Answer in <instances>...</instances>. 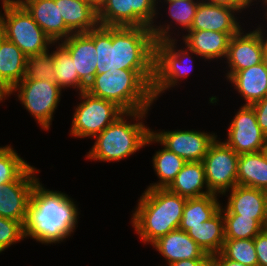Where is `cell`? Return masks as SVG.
I'll list each match as a JSON object with an SVG mask.
<instances>
[{"mask_svg":"<svg viewBox=\"0 0 267 266\" xmlns=\"http://www.w3.org/2000/svg\"><path fill=\"white\" fill-rule=\"evenodd\" d=\"M86 33L96 49V74L115 69L138 70L153 83L156 41L149 27L99 25Z\"/></svg>","mask_w":267,"mask_h":266,"instance_id":"1","label":"cell"},{"mask_svg":"<svg viewBox=\"0 0 267 266\" xmlns=\"http://www.w3.org/2000/svg\"><path fill=\"white\" fill-rule=\"evenodd\" d=\"M78 215V207L68 195L45 189L38 180L28 204L24 237L47 245L61 243L76 229Z\"/></svg>","mask_w":267,"mask_h":266,"instance_id":"2","label":"cell"},{"mask_svg":"<svg viewBox=\"0 0 267 266\" xmlns=\"http://www.w3.org/2000/svg\"><path fill=\"white\" fill-rule=\"evenodd\" d=\"M187 198L167 188H147L133 212L131 223L144 244L179 228Z\"/></svg>","mask_w":267,"mask_h":266,"instance_id":"3","label":"cell"},{"mask_svg":"<svg viewBox=\"0 0 267 266\" xmlns=\"http://www.w3.org/2000/svg\"><path fill=\"white\" fill-rule=\"evenodd\" d=\"M86 92L114 102L124 112L150 110L155 101L152 84L138 70L115 69L96 74Z\"/></svg>","mask_w":267,"mask_h":266,"instance_id":"4","label":"cell"},{"mask_svg":"<svg viewBox=\"0 0 267 266\" xmlns=\"http://www.w3.org/2000/svg\"><path fill=\"white\" fill-rule=\"evenodd\" d=\"M148 111L124 112L120 115L112 124L94 137L96 140L86 158L93 161L119 162V160L136 153L143 146L145 147L151 129L142 121ZM128 117L137 123L131 124L130 121H126Z\"/></svg>","mask_w":267,"mask_h":266,"instance_id":"5","label":"cell"},{"mask_svg":"<svg viewBox=\"0 0 267 266\" xmlns=\"http://www.w3.org/2000/svg\"><path fill=\"white\" fill-rule=\"evenodd\" d=\"M156 4V0H107L98 11L99 25L149 27L155 41L171 39L172 25L154 24L158 15Z\"/></svg>","mask_w":267,"mask_h":266,"instance_id":"6","label":"cell"},{"mask_svg":"<svg viewBox=\"0 0 267 266\" xmlns=\"http://www.w3.org/2000/svg\"><path fill=\"white\" fill-rule=\"evenodd\" d=\"M176 38L155 42L154 79L152 94L154 100L166 90L179 84L178 81L186 78L193 69V58L190 50L176 49ZM186 60V61H185ZM188 61V62H187ZM187 62V63H186ZM191 63V64H190ZM191 65V67L188 65Z\"/></svg>","mask_w":267,"mask_h":266,"instance_id":"7","label":"cell"},{"mask_svg":"<svg viewBox=\"0 0 267 266\" xmlns=\"http://www.w3.org/2000/svg\"><path fill=\"white\" fill-rule=\"evenodd\" d=\"M17 91L18 100L36 119L42 130H48L52 124L53 113H55L60 102L62 89L55 81L23 78L0 102Z\"/></svg>","mask_w":267,"mask_h":266,"instance_id":"8","label":"cell"},{"mask_svg":"<svg viewBox=\"0 0 267 266\" xmlns=\"http://www.w3.org/2000/svg\"><path fill=\"white\" fill-rule=\"evenodd\" d=\"M0 11L5 38L15 45L28 57L48 51L50 46L57 45L45 34L23 7H11Z\"/></svg>","mask_w":267,"mask_h":266,"instance_id":"9","label":"cell"},{"mask_svg":"<svg viewBox=\"0 0 267 266\" xmlns=\"http://www.w3.org/2000/svg\"><path fill=\"white\" fill-rule=\"evenodd\" d=\"M81 102L74 108L70 135L75 138H91L112 124L124 111L114 102L97 98L83 91Z\"/></svg>","mask_w":267,"mask_h":266,"instance_id":"10","label":"cell"},{"mask_svg":"<svg viewBox=\"0 0 267 266\" xmlns=\"http://www.w3.org/2000/svg\"><path fill=\"white\" fill-rule=\"evenodd\" d=\"M239 155L224 142L215 139L202 160L208 189L216 195H225L237 185Z\"/></svg>","mask_w":267,"mask_h":266,"instance_id":"11","label":"cell"},{"mask_svg":"<svg viewBox=\"0 0 267 266\" xmlns=\"http://www.w3.org/2000/svg\"><path fill=\"white\" fill-rule=\"evenodd\" d=\"M215 133H205L204 131L174 130L159 131L151 130L145 145L150 143H160L169 151L174 152L186 162L202 161L207 154L209 146L215 141Z\"/></svg>","mask_w":267,"mask_h":266,"instance_id":"12","label":"cell"},{"mask_svg":"<svg viewBox=\"0 0 267 266\" xmlns=\"http://www.w3.org/2000/svg\"><path fill=\"white\" fill-rule=\"evenodd\" d=\"M228 129V139L223 141L238 155L259 152L267 143L251 105H243L237 111Z\"/></svg>","mask_w":267,"mask_h":266,"instance_id":"13","label":"cell"},{"mask_svg":"<svg viewBox=\"0 0 267 266\" xmlns=\"http://www.w3.org/2000/svg\"><path fill=\"white\" fill-rule=\"evenodd\" d=\"M35 167L29 166L15 181L0 185V217L26 221L28 204L35 183L39 180Z\"/></svg>","mask_w":267,"mask_h":266,"instance_id":"14","label":"cell"},{"mask_svg":"<svg viewBox=\"0 0 267 266\" xmlns=\"http://www.w3.org/2000/svg\"><path fill=\"white\" fill-rule=\"evenodd\" d=\"M1 1L3 10L6 8L23 6L53 43H59L73 34L65 25L64 19L60 14L59 0Z\"/></svg>","mask_w":267,"mask_h":266,"instance_id":"15","label":"cell"},{"mask_svg":"<svg viewBox=\"0 0 267 266\" xmlns=\"http://www.w3.org/2000/svg\"><path fill=\"white\" fill-rule=\"evenodd\" d=\"M262 30L259 26L248 33L241 29L231 37L226 56L230 70L227 71L226 79L235 72L263 62L265 35Z\"/></svg>","mask_w":267,"mask_h":266,"instance_id":"16","label":"cell"},{"mask_svg":"<svg viewBox=\"0 0 267 266\" xmlns=\"http://www.w3.org/2000/svg\"><path fill=\"white\" fill-rule=\"evenodd\" d=\"M229 193L227 206L220 207L223 215L256 219L267 228V191L236 185Z\"/></svg>","mask_w":267,"mask_h":266,"instance_id":"17","label":"cell"},{"mask_svg":"<svg viewBox=\"0 0 267 266\" xmlns=\"http://www.w3.org/2000/svg\"><path fill=\"white\" fill-rule=\"evenodd\" d=\"M238 13L236 9L219 6L201 0L188 31H217V32H239L242 28L237 22Z\"/></svg>","mask_w":267,"mask_h":266,"instance_id":"18","label":"cell"},{"mask_svg":"<svg viewBox=\"0 0 267 266\" xmlns=\"http://www.w3.org/2000/svg\"><path fill=\"white\" fill-rule=\"evenodd\" d=\"M71 55L79 79L87 86L96 75L97 54L92 38L86 33H73L60 43Z\"/></svg>","mask_w":267,"mask_h":266,"instance_id":"19","label":"cell"},{"mask_svg":"<svg viewBox=\"0 0 267 266\" xmlns=\"http://www.w3.org/2000/svg\"><path fill=\"white\" fill-rule=\"evenodd\" d=\"M187 32V35H182L185 47L190 50L191 55L200 56L205 61L226 58L230 39L238 33L209 30Z\"/></svg>","mask_w":267,"mask_h":266,"instance_id":"20","label":"cell"},{"mask_svg":"<svg viewBox=\"0 0 267 266\" xmlns=\"http://www.w3.org/2000/svg\"><path fill=\"white\" fill-rule=\"evenodd\" d=\"M151 245L165 258L167 265L180 260L201 259L206 255L188 233L180 229L158 238Z\"/></svg>","mask_w":267,"mask_h":266,"instance_id":"21","label":"cell"},{"mask_svg":"<svg viewBox=\"0 0 267 266\" xmlns=\"http://www.w3.org/2000/svg\"><path fill=\"white\" fill-rule=\"evenodd\" d=\"M27 56L21 49L5 39L0 46V100L16 85L25 75Z\"/></svg>","mask_w":267,"mask_h":266,"instance_id":"22","label":"cell"},{"mask_svg":"<svg viewBox=\"0 0 267 266\" xmlns=\"http://www.w3.org/2000/svg\"><path fill=\"white\" fill-rule=\"evenodd\" d=\"M234 89L251 105L267 96V68L264 62L233 73L229 78Z\"/></svg>","mask_w":267,"mask_h":266,"instance_id":"23","label":"cell"},{"mask_svg":"<svg viewBox=\"0 0 267 266\" xmlns=\"http://www.w3.org/2000/svg\"><path fill=\"white\" fill-rule=\"evenodd\" d=\"M167 189L187 199L212 194L207 186L202 161L186 162Z\"/></svg>","mask_w":267,"mask_h":266,"instance_id":"24","label":"cell"},{"mask_svg":"<svg viewBox=\"0 0 267 266\" xmlns=\"http://www.w3.org/2000/svg\"><path fill=\"white\" fill-rule=\"evenodd\" d=\"M59 11L73 33L88 32L99 26L98 11L87 0H59Z\"/></svg>","mask_w":267,"mask_h":266,"instance_id":"25","label":"cell"},{"mask_svg":"<svg viewBox=\"0 0 267 266\" xmlns=\"http://www.w3.org/2000/svg\"><path fill=\"white\" fill-rule=\"evenodd\" d=\"M205 254L211 256L221 252L225 241L224 217L220 209L211 219L187 231Z\"/></svg>","mask_w":267,"mask_h":266,"instance_id":"26","label":"cell"},{"mask_svg":"<svg viewBox=\"0 0 267 266\" xmlns=\"http://www.w3.org/2000/svg\"><path fill=\"white\" fill-rule=\"evenodd\" d=\"M237 185L267 191V161L261 151L239 155Z\"/></svg>","mask_w":267,"mask_h":266,"instance_id":"27","label":"cell"},{"mask_svg":"<svg viewBox=\"0 0 267 266\" xmlns=\"http://www.w3.org/2000/svg\"><path fill=\"white\" fill-rule=\"evenodd\" d=\"M217 196L212 193L198 198H188L178 229L187 232L192 226H198L211 219L221 207Z\"/></svg>","mask_w":267,"mask_h":266,"instance_id":"28","label":"cell"},{"mask_svg":"<svg viewBox=\"0 0 267 266\" xmlns=\"http://www.w3.org/2000/svg\"><path fill=\"white\" fill-rule=\"evenodd\" d=\"M54 57V81L61 88L72 87L79 93L86 91L87 86L79 79L69 52L60 44L52 51Z\"/></svg>","mask_w":267,"mask_h":266,"instance_id":"29","label":"cell"},{"mask_svg":"<svg viewBox=\"0 0 267 266\" xmlns=\"http://www.w3.org/2000/svg\"><path fill=\"white\" fill-rule=\"evenodd\" d=\"M152 159L159 182L150 184L148 188H167L186 163L183 158L164 146L155 152Z\"/></svg>","mask_w":267,"mask_h":266,"instance_id":"30","label":"cell"},{"mask_svg":"<svg viewBox=\"0 0 267 266\" xmlns=\"http://www.w3.org/2000/svg\"><path fill=\"white\" fill-rule=\"evenodd\" d=\"M225 239H254L265 227L256 219L223 215Z\"/></svg>","mask_w":267,"mask_h":266,"instance_id":"31","label":"cell"},{"mask_svg":"<svg viewBox=\"0 0 267 266\" xmlns=\"http://www.w3.org/2000/svg\"><path fill=\"white\" fill-rule=\"evenodd\" d=\"M221 253L230 260L247 266H258L254 239H225Z\"/></svg>","mask_w":267,"mask_h":266,"instance_id":"32","label":"cell"},{"mask_svg":"<svg viewBox=\"0 0 267 266\" xmlns=\"http://www.w3.org/2000/svg\"><path fill=\"white\" fill-rule=\"evenodd\" d=\"M29 166L12 146L0 147V185L15 181Z\"/></svg>","mask_w":267,"mask_h":266,"instance_id":"33","label":"cell"},{"mask_svg":"<svg viewBox=\"0 0 267 266\" xmlns=\"http://www.w3.org/2000/svg\"><path fill=\"white\" fill-rule=\"evenodd\" d=\"M49 51L27 57L24 78L54 81V57Z\"/></svg>","mask_w":267,"mask_h":266,"instance_id":"34","label":"cell"},{"mask_svg":"<svg viewBox=\"0 0 267 266\" xmlns=\"http://www.w3.org/2000/svg\"><path fill=\"white\" fill-rule=\"evenodd\" d=\"M200 0H177L166 2L170 18L185 31H188L193 23Z\"/></svg>","mask_w":267,"mask_h":266,"instance_id":"35","label":"cell"},{"mask_svg":"<svg viewBox=\"0 0 267 266\" xmlns=\"http://www.w3.org/2000/svg\"><path fill=\"white\" fill-rule=\"evenodd\" d=\"M24 238V226L19 221L0 217V253Z\"/></svg>","mask_w":267,"mask_h":266,"instance_id":"36","label":"cell"},{"mask_svg":"<svg viewBox=\"0 0 267 266\" xmlns=\"http://www.w3.org/2000/svg\"><path fill=\"white\" fill-rule=\"evenodd\" d=\"M254 245L258 258V266H267V228H264L254 238Z\"/></svg>","mask_w":267,"mask_h":266,"instance_id":"37","label":"cell"},{"mask_svg":"<svg viewBox=\"0 0 267 266\" xmlns=\"http://www.w3.org/2000/svg\"><path fill=\"white\" fill-rule=\"evenodd\" d=\"M255 111L258 125L262 132L267 136V96L262 100H259L251 104Z\"/></svg>","mask_w":267,"mask_h":266,"instance_id":"38","label":"cell"},{"mask_svg":"<svg viewBox=\"0 0 267 266\" xmlns=\"http://www.w3.org/2000/svg\"><path fill=\"white\" fill-rule=\"evenodd\" d=\"M211 4H216L219 6L229 7L232 9H236L238 13L242 12L246 8H249L253 0H204Z\"/></svg>","mask_w":267,"mask_h":266,"instance_id":"39","label":"cell"},{"mask_svg":"<svg viewBox=\"0 0 267 266\" xmlns=\"http://www.w3.org/2000/svg\"><path fill=\"white\" fill-rule=\"evenodd\" d=\"M212 263V256L206 254L201 259L180 260L169 264L168 266H209Z\"/></svg>","mask_w":267,"mask_h":266,"instance_id":"40","label":"cell"},{"mask_svg":"<svg viewBox=\"0 0 267 266\" xmlns=\"http://www.w3.org/2000/svg\"><path fill=\"white\" fill-rule=\"evenodd\" d=\"M212 263L215 266H247L239 262L227 259L221 252L212 256Z\"/></svg>","mask_w":267,"mask_h":266,"instance_id":"41","label":"cell"},{"mask_svg":"<svg viewBox=\"0 0 267 266\" xmlns=\"http://www.w3.org/2000/svg\"><path fill=\"white\" fill-rule=\"evenodd\" d=\"M97 11H99L107 0H87Z\"/></svg>","mask_w":267,"mask_h":266,"instance_id":"42","label":"cell"},{"mask_svg":"<svg viewBox=\"0 0 267 266\" xmlns=\"http://www.w3.org/2000/svg\"><path fill=\"white\" fill-rule=\"evenodd\" d=\"M263 62L265 67L267 68V37H264V54H263Z\"/></svg>","mask_w":267,"mask_h":266,"instance_id":"43","label":"cell"},{"mask_svg":"<svg viewBox=\"0 0 267 266\" xmlns=\"http://www.w3.org/2000/svg\"><path fill=\"white\" fill-rule=\"evenodd\" d=\"M5 33H4V28H3V25H2V22L0 21V46H1V43L5 40Z\"/></svg>","mask_w":267,"mask_h":266,"instance_id":"44","label":"cell"},{"mask_svg":"<svg viewBox=\"0 0 267 266\" xmlns=\"http://www.w3.org/2000/svg\"><path fill=\"white\" fill-rule=\"evenodd\" d=\"M261 152H262L264 158H265L266 161H267V143H266L265 146L262 148Z\"/></svg>","mask_w":267,"mask_h":266,"instance_id":"45","label":"cell"},{"mask_svg":"<svg viewBox=\"0 0 267 266\" xmlns=\"http://www.w3.org/2000/svg\"><path fill=\"white\" fill-rule=\"evenodd\" d=\"M253 1H257V0H253ZM263 2V5H265L264 6V8L267 6V0H262ZM265 16H267V9H266V12H265ZM266 19H267V17H265ZM267 21V20H266Z\"/></svg>","mask_w":267,"mask_h":266,"instance_id":"46","label":"cell"},{"mask_svg":"<svg viewBox=\"0 0 267 266\" xmlns=\"http://www.w3.org/2000/svg\"><path fill=\"white\" fill-rule=\"evenodd\" d=\"M174 1H177V0H164V2H174ZM156 3L158 4V0H156Z\"/></svg>","mask_w":267,"mask_h":266,"instance_id":"47","label":"cell"}]
</instances>
